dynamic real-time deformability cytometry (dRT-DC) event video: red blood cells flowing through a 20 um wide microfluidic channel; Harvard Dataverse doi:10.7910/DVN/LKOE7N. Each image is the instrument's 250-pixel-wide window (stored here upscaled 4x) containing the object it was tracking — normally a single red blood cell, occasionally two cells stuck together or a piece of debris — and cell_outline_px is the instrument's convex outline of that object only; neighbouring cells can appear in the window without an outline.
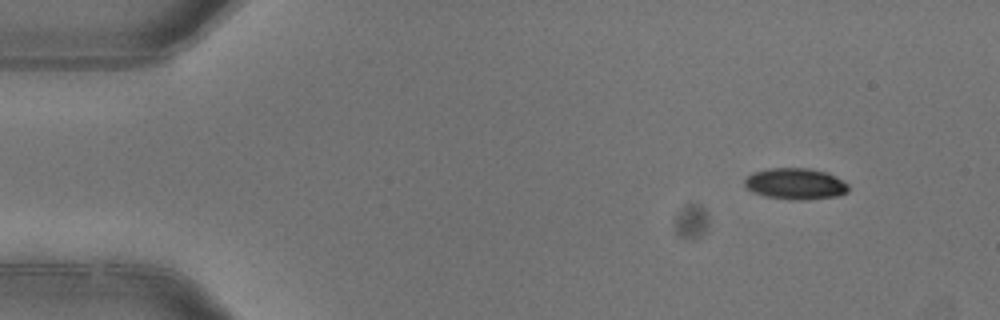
{"species": "common noctule bat (a hibernating species)", "species_latin": "Nyctalus noctula", "temperature_condition": "warm", "stored_images_in_passage": 4, "camera_frame_rate_fps": 3000, "um_per_image_px": 0.085, "animal": {"sex": "female"}, "frame": {"image": 1, "passage_image": 1, "time_ms": 0.0, "image_size_px": [1000, 320], "cell_outline_px": [[848, 192], [836, 196], [808, 200], [788, 200], [764, 196], [752, 192], [744, 184], [744, 180], [752, 172], [768, 168], [804, 168], [824, 172], [844, 180], [848, 184]], "centroid_in_image_um": [67.59, 15.64], "position_along_channel_um": 17.4, "area_um2": 19.02}}
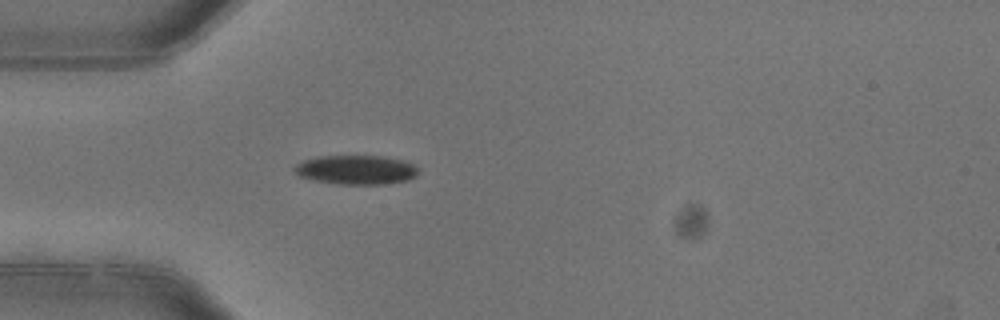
{"frame": {"image": 2, "passage_image": 4, "time_ms": 1.0, "image_size_px": [1000, 320], "cell_outline_px": [[416, 176], [408, 180], [380, 184], [340, 184], [316, 180], [300, 176], [292, 168], [296, 164], [304, 160], [320, 156], [384, 156], [416, 164]], "centroid_in_image_um": [30.27, 14.42], "position_along_channel_um": 54.7, "area_um2": 20.81}}